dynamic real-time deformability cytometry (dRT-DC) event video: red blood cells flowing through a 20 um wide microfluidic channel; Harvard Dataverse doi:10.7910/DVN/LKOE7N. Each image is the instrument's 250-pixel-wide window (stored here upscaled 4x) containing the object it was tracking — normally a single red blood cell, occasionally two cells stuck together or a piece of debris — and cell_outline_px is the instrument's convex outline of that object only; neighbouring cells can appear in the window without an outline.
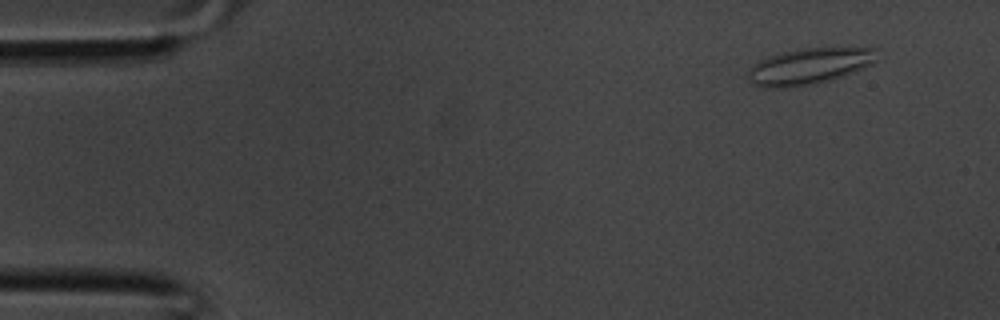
{"species": "common noctule bat (a hibernating species)", "species_latin": "Nyctalus noctula", "temperature_condition": "room temperature", "stored_images_in_passage": 9, "camera_frame_rate_fps": 3000, "um_per_image_px": 0.085, "animal": {"sex": "male", "body_mass_g": 20.1, "forearm_length_mm": 53.5}, "frame": {"image": 1, "passage_image": 3, "time_ms": 0.667, "image_size_px": [1000, 320], "cell_outline_px": [[880, 48], [876, 60], [872, 64], [864, 68], [816, 84], [788, 88], [756, 88], [752, 84], [748, 76], [748, 68], [760, 60], [768, 56], [796, 48]], "centroid_in_image_um": [68.75, 5.63], "position_along_channel_um": 16.3, "area_um2": 27.51}}